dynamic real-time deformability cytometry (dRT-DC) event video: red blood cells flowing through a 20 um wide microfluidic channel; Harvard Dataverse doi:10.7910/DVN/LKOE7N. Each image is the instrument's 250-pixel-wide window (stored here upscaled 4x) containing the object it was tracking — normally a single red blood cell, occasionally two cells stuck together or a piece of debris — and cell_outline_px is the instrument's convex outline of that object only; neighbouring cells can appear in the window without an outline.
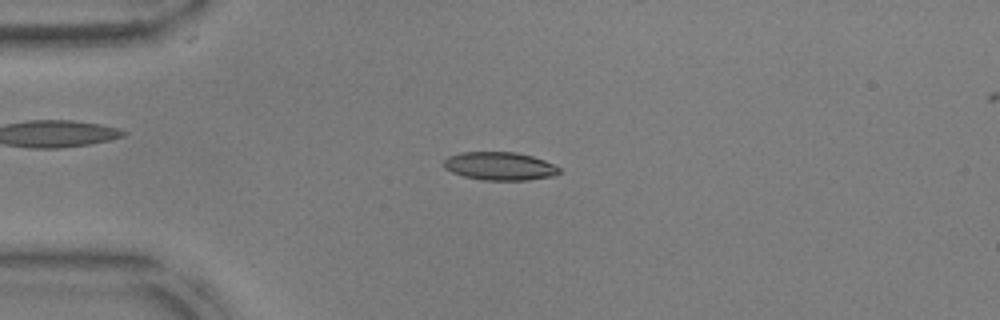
{"species": "common noctule bat (a hibernating species)", "species_latin": "Nyctalus noctula", "temperature_condition": "warm", "stored_images_in_passage": 52, "camera_frame_rate_fps": 3000, "um_per_image_px": 0.085, "animal": {"sex": "male", "body_mass_g": 17.9, "forearm_length_mm": 54.2}, "frame": {"image": 1, "passage_image": 12, "time_ms": 3.667, "image_size_px": [1000, 320], "cell_outline_px": [[560, 172], [552, 176], [528, 180], [484, 180], [464, 176], [452, 172], [444, 168], [444, 160], [448, 156], [460, 152], [516, 152], [532, 156], [544, 160], [560, 168]], "centroid_in_image_um": [42.46, 14.11], "position_along_channel_um": 42.5, "area_um2": 18.9}}
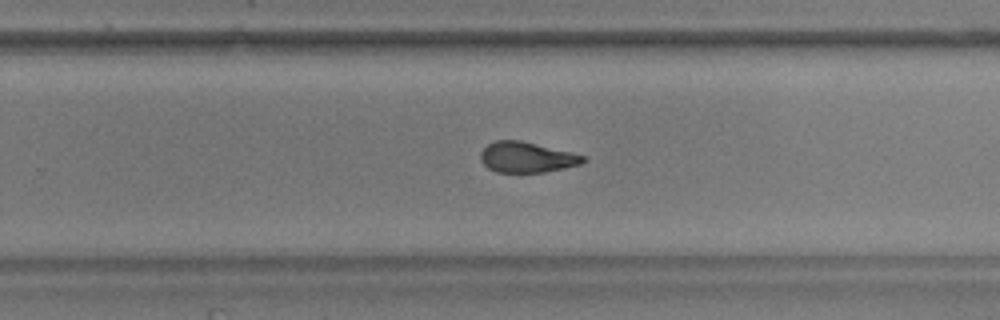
{"frame": {"image": 2, "passage_image": 33, "time_ms": 10.667, "image_size_px": [1000, 320], "cell_outline_px": [[584, 160], [580, 164], [564, 168], [544, 172], [496, 172], [488, 168], [480, 160], [480, 152], [488, 144], [496, 140], [520, 140], [584, 156]], "centroid_in_image_um": [44.7, 13.37], "position_along_channel_um": 285.1, "area_um2": 17.92}}
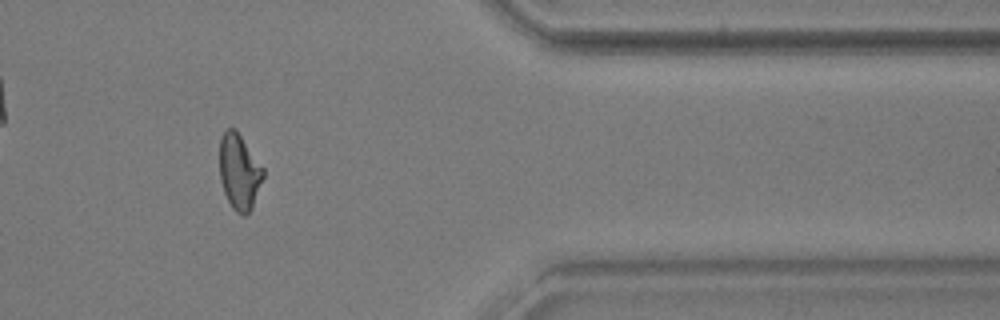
{"frame": {"image": 3, "passage_image": 43, "time_ms": 14.0, "image_size_px": [1000, 320], "cell_outline_px": [[264, 176], [252, 208], [244, 216], [236, 212], [232, 208], [224, 192], [220, 180], [220, 136], [228, 128], [236, 128], [264, 168]], "centroid_in_image_um": [20.34, 14.58], "position_along_channel_um": 391.1, "area_um2": 19.31}, "authors_computed_cell_mechanics": {"area_um2": 19.2474, "velocity_mm_per_s": 3.8052, "shape_relaxation_time_tau1_ms": null, "shape_relaxation_time_tau2_ms": 1.6968, "deformation_change_tau1": null, "deformation_change_tau2": 0.0826}}